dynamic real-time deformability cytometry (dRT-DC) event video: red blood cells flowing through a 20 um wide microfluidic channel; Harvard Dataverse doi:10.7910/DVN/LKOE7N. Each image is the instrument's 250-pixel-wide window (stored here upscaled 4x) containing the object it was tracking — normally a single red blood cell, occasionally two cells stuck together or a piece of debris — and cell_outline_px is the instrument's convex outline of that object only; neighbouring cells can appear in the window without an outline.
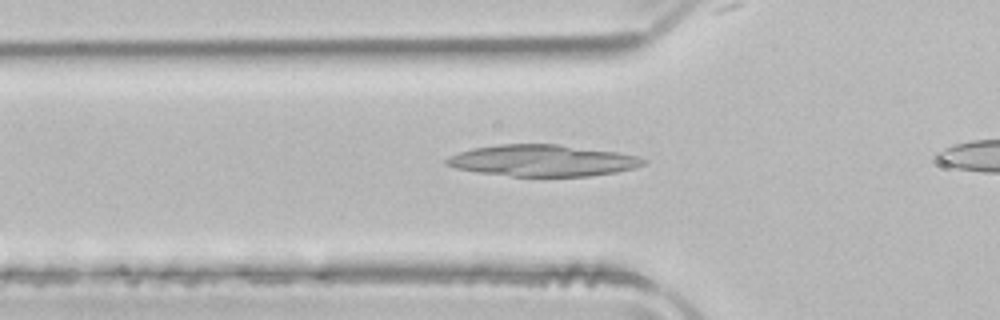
{"species": "common noctule bat (a hibernating species)", "species_latin": "Nyctalus noctula", "temperature_condition": "room temperature", "stored_images_in_passage": 27, "camera_frame_rate_fps": 3000, "um_per_image_px": 0.085, "animal": {"sex": "male", "body_mass_g": 21.5, "forearm_length_mm": 52.0}, "frame": {"image": 1, "passage_image": 2, "time_ms": 0.333, "image_size_px": [1000, 320], "cell_outline_px": [[648, 160], [644, 164], [636, 168], [616, 172], [592, 176], [512, 176], [480, 172], [456, 168], [448, 164], [444, 160], [448, 156], [472, 148], [500, 144], [556, 144], [616, 152], [640, 156]], "centroid_in_image_um": [46.16, 13.64], "position_along_channel_um": 79.6, "area_um2": 36.01}}
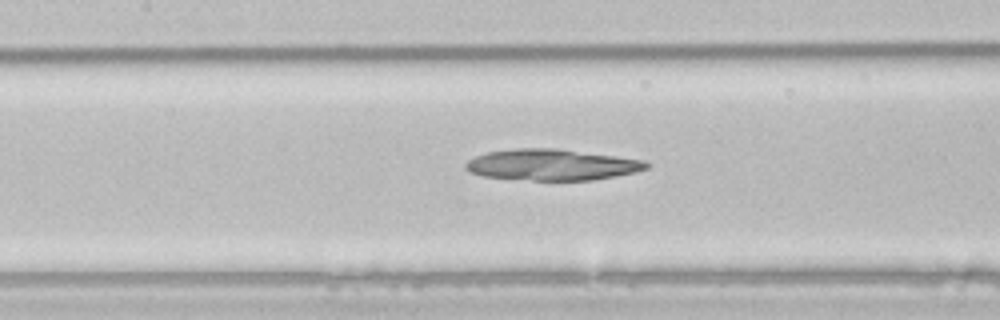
{"frame": {"image": 2, "passage_image": 8, "time_ms": 2.333, "image_size_px": [1000, 320], "cell_outline_px": [[648, 168], [636, 172], [616, 176], [592, 180], [532, 180], [484, 176], [468, 172], [464, 168], [464, 164], [468, 160], [476, 156], [488, 152], [516, 148], [556, 148], [616, 156], [644, 160], [648, 164]], "centroid_in_image_um": [46.89, 14.0], "position_along_channel_um": 160.5, "area_um2": 32.71}}
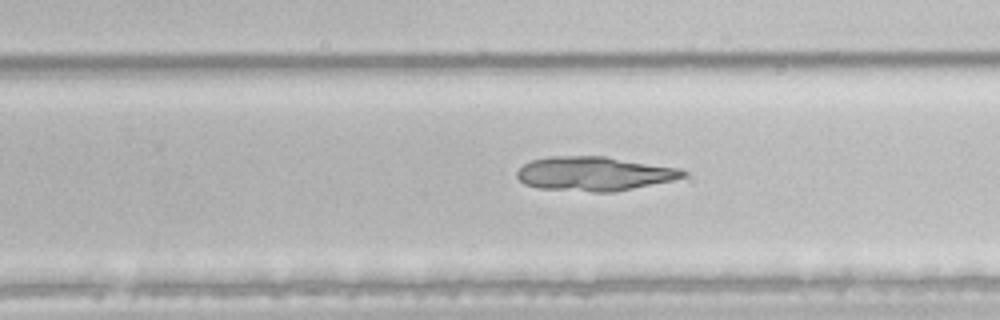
{"frame": {"image": 3, "passage_image": 17, "time_ms": 5.333, "image_size_px": [1000, 320], "cell_outline_px": [[688, 176], [672, 180], [616, 192], [592, 192], [540, 188], [524, 184], [516, 176], [516, 172], [524, 164], [532, 160], [552, 156], [608, 156], [680, 168], [688, 172]], "centroid_in_image_um": [50.54, 14.76], "position_along_channel_um": 279.3, "area_um2": 33.29}}